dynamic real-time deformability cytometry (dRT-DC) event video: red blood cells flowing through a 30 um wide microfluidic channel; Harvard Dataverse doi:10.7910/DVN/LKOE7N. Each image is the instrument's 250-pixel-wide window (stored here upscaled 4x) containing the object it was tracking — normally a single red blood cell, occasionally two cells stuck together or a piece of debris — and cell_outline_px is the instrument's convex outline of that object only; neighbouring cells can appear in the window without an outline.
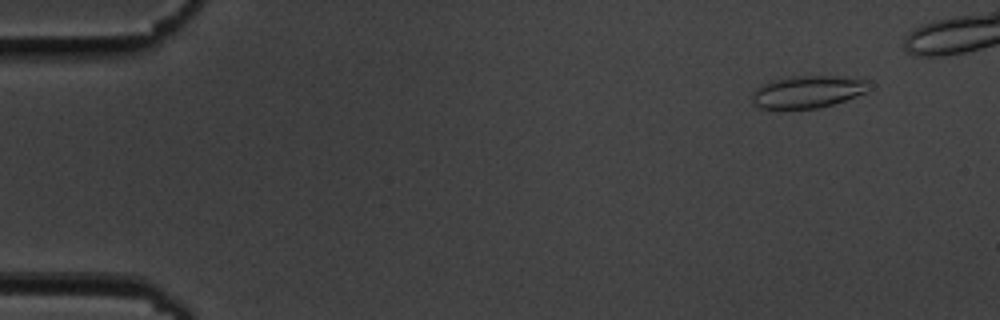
{"species": "common noctule bat (a hibernating species)", "species_latin": "Nyctalus noctula", "temperature_condition": "cold", "stored_images_in_passage": 14, "camera_frame_rate_fps": 3000, "um_per_image_px": 0.085, "animal": {"sex": "male", "body_mass_g": 19.5, "forearm_length_mm": 54.6}, "frame": {"image": 1, "passage_image": 5, "time_ms": 1.333, "image_size_px": [1000, 320], "cell_outline_px": [[868, 92], [832, 104], [816, 108], [760, 108], [752, 100], [752, 92], [756, 88], [772, 80], [792, 76], [840, 76], [864, 80]], "centroid_in_image_um": [68.61, 7.79], "position_along_channel_um": 16.4, "area_um2": 21.5}}